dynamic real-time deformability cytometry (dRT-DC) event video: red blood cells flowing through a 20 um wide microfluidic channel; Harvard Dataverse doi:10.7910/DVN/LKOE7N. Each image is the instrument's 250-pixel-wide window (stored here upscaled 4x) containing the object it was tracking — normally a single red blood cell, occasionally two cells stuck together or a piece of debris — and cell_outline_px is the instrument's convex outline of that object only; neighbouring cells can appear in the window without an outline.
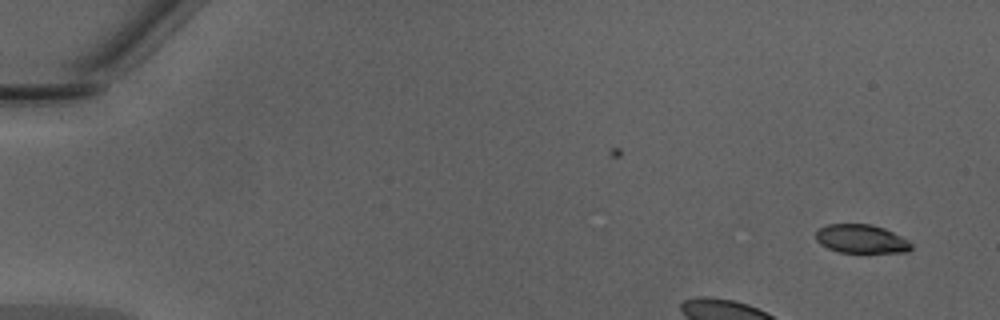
{"species": "Egyptian fruit bat (a non-hibernating species)", "species_latin": "Rousettus aegyptiacus", "temperature_condition": "warm", "stored_images_in_passage": 38, "camera_frame_rate_fps": 3000, "um_per_image_px": 0.085, "animal": {"sex": "male"}, "frame": {"image": 1, "passage_image": 1, "time_ms": 0.0, "image_size_px": [1000, 320], "cell_outline_px": [[912, 248], [908, 252], [840, 252], [828, 248], [820, 244], [816, 240], [816, 232], [820, 228], [828, 224], [872, 224], [884, 228], [908, 240], [912, 244]], "centroid_in_image_um": [73.21, 20.3], "position_along_channel_um": 11.8, "area_um2": 15.84}}
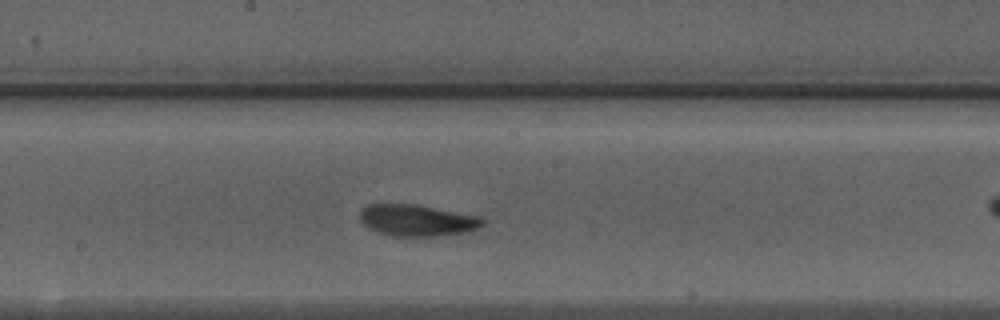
{"frame": {"image": 2, "passage_image": 22, "time_ms": 7.0, "image_size_px": [1000, 320], "cell_outline_px": [[484, 224], [476, 228], [464, 232], [432, 236], [392, 236], [376, 232], [368, 228], [360, 220], [360, 208], [368, 204], [416, 204], [480, 216], [484, 220]], "centroid_in_image_um": [35.4, 18.72], "position_along_channel_um": 212.8, "area_um2": 22.54}}
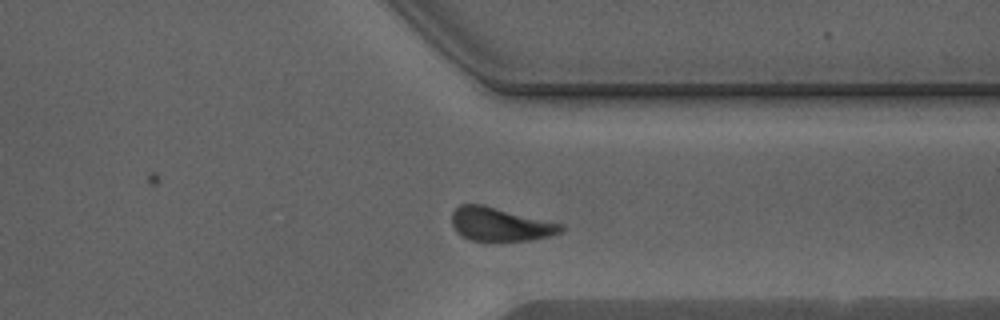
{"frame": {"image": 3, "passage_image": 33, "time_ms": 10.667, "image_size_px": [1000, 320], "cell_outline_px": [[564, 232], [548, 236], [528, 240], [500, 244], [484, 244], [472, 240], [456, 232], [452, 224], [452, 212], [460, 204], [484, 204], [564, 224]], "centroid_in_image_um": [42.53, 19.11], "position_along_channel_um": 368.9, "area_um2": 22.37}, "authors_computed_cell_mechanics": {"area_um2": 21.8773, "velocity_mm_per_s": 4.2539, "shape_relaxation_time_tau1_ms": 1.8043, "shape_relaxation_time_tau2_ms": 1.1581, "deformation_change_tau1": 0.1379, "deformation_change_tau2": 0.0777}}